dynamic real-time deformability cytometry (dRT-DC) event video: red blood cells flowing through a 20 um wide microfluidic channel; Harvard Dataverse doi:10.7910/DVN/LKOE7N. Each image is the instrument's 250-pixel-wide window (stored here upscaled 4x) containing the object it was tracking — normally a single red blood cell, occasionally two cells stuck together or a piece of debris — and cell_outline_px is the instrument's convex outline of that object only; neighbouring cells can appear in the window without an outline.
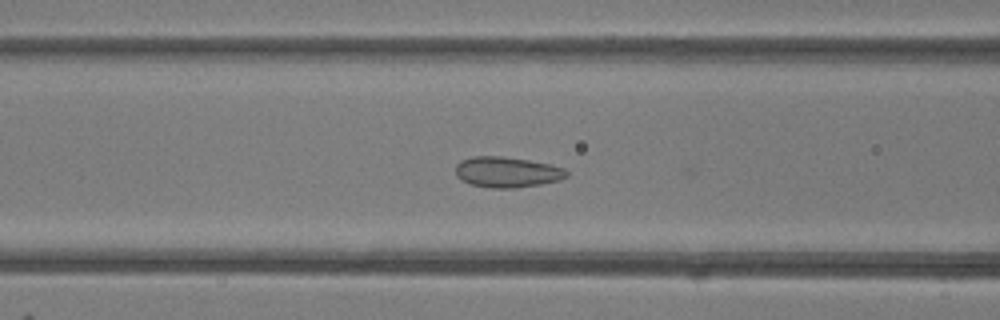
{"species": "common noctule bat (a hibernating species)", "species_latin": "Nyctalus noctula", "temperature_condition": "room temperature", "stored_images_in_passage": 45, "camera_frame_rate_fps": 3000, "um_per_image_px": 0.085, "animal": {"sex": "female"}, "frame": {"image": 1, "passage_image": 19, "time_ms": 6.0, "image_size_px": [1000, 320], "cell_outline_px": [[568, 176], [560, 180], [540, 184], [516, 188], [492, 188], [468, 184], [460, 180], [456, 176], [456, 164], [460, 160], [472, 156], [500, 156], [528, 160], [548, 164], [564, 168], [568, 172]], "centroid_in_image_um": [43.06, 14.63], "position_along_channel_um": 123.5, "area_um2": 19.94}}
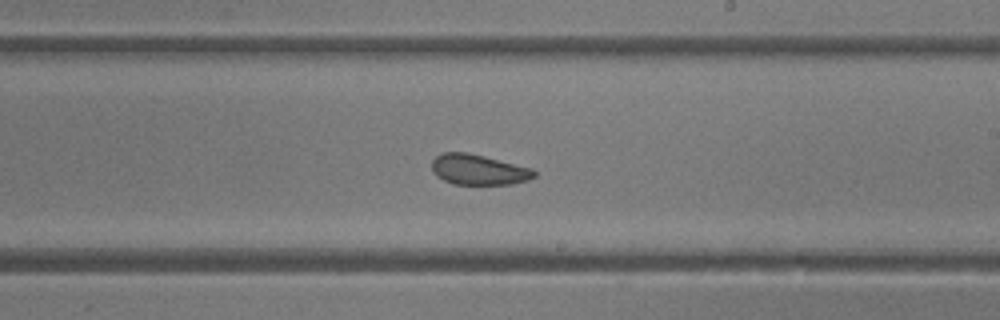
{"frame": {"image": 2, "passage_image": 28, "time_ms": 9.0, "image_size_px": [1000, 320], "cell_outline_px": [[536, 176], [528, 180], [512, 184], [452, 184], [436, 176], [432, 172], [432, 160], [436, 156], [444, 152], [468, 152], [532, 168], [536, 172]], "centroid_in_image_um": [40.66, 14.42], "position_along_channel_um": 248.3, "area_um2": 18.21}}
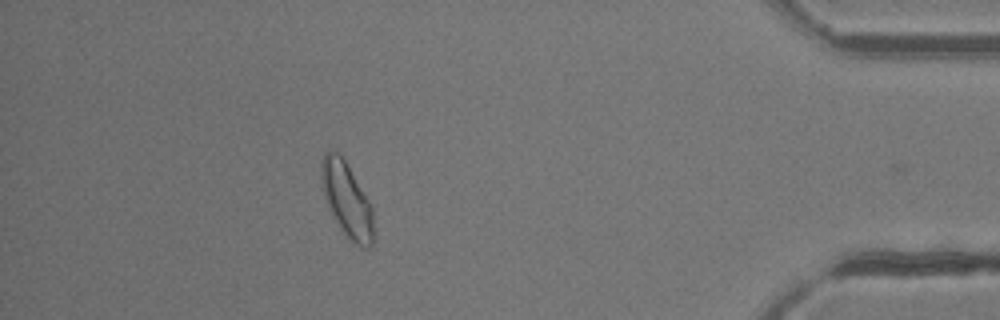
{"frame": {"image": 3, "passage_image": 43, "time_ms": 14.0, "image_size_px": [1000, 320], "cell_outline_px": [[372, 244], [368, 248], [360, 248], [348, 240], [344, 236], [328, 208], [320, 180], [320, 168], [324, 152], [336, 152], [344, 160], [372, 204]], "centroid_in_image_um": [29.46, 17.03], "position_along_channel_um": 405.7, "area_um2": 22.72}, "authors_computed_cell_mechanics": {"area_um2": 20.3456, "velocity_mm_per_s": 4.1726, "shape_relaxation_time_tau1_ms": null, "shape_relaxation_time_tau2_ms": 0.9411, "deformation_change_tau1": null, "deformation_change_tau2": 0.0462}}